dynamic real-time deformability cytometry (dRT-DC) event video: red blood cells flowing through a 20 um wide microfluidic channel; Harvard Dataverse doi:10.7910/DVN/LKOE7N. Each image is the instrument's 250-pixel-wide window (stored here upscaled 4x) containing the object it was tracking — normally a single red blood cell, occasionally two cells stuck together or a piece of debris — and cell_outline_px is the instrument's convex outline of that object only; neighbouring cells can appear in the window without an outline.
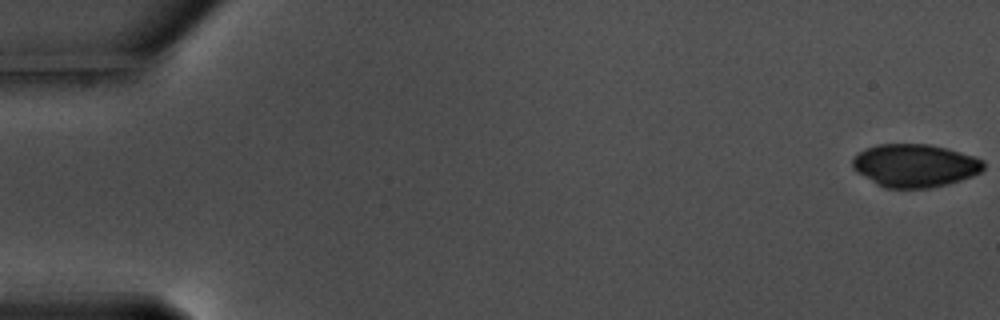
{"species": "common noctule bat (a hibernating species)", "species_latin": "Nyctalus noctula", "temperature_condition": "warm", "stored_images_in_passage": 58, "camera_frame_rate_fps": 3000, "um_per_image_px": 0.085, "animal": {"sex": "male", "body_mass_g": 17.5, "forearm_length_mm": 52.3}, "frame": {"image": 1, "passage_image": 1, "time_ms": 0.0, "image_size_px": [1000, 320], "cell_outline_px": [[984, 168], [980, 172], [972, 176], [948, 184], [928, 188], [884, 188], [876, 184], [856, 172], [852, 168], [852, 160], [860, 152], [876, 144], [928, 144], [948, 148], [976, 156], [984, 160]], "centroid_in_image_um": [77.78, 14.07], "position_along_channel_um": 7.2, "area_um2": 33.0}}